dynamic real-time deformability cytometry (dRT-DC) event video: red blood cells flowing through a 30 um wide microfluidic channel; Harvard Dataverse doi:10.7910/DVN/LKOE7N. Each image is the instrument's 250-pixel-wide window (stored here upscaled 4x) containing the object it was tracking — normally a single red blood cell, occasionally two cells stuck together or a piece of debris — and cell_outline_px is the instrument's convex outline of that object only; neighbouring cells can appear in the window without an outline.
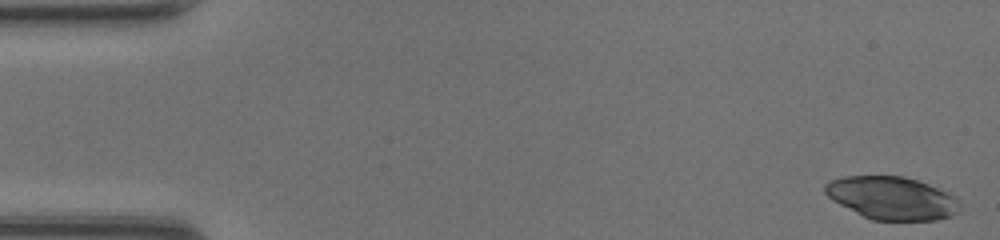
{"species": "common noctule bat (a hibernating species)", "species_latin": "Nyctalus noctula", "temperature_condition": "room temperature", "stored_images_in_passage": 11, "camera_frame_rate_fps": 3000, "um_per_image_px": 0.085, "animal": {"sex": "female", "body_mass_g": 20.0, "forearm_length_mm": 54.0}, "frame": {"image": 1, "passage_image": 1, "time_ms": 0.0, "image_size_px": [1000, 240], "cell_outline_px": [[960, 212], [952, 216], [936, 220], [872, 220], [832, 200], [824, 192], [824, 184], [828, 180], [844, 176], [904, 176], [928, 184], [948, 192], [956, 196], [960, 200]], "centroid_in_image_um": [75.84, 16.83], "position_along_channel_um": 9.2, "area_um2": 33.87}}